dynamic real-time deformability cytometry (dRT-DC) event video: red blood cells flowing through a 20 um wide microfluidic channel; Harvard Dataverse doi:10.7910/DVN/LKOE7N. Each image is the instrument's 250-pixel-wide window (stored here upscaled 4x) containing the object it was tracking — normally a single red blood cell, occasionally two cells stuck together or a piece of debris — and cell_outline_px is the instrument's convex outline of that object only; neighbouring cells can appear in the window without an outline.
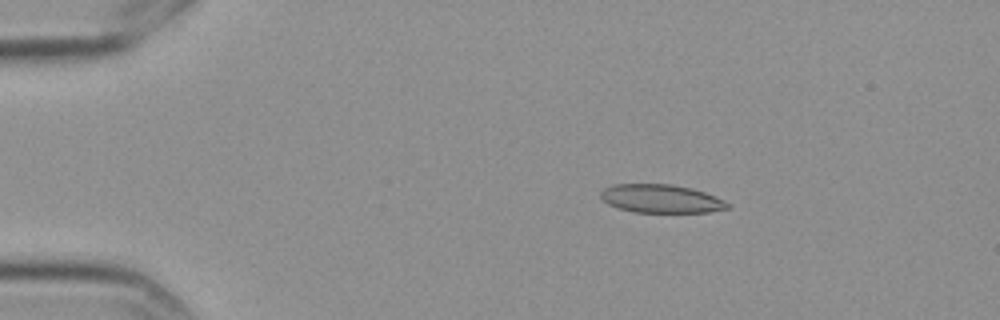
{"species": "Egyptian fruit bat (a non-hibernating species)", "species_latin": "Rousettus aegyptiacus", "temperature_condition": "cold", "stored_images_in_passage": 5, "camera_frame_rate_fps": 3000, "um_per_image_px": 0.085, "frame": {"image": 1, "passage_image": 3, "time_ms": 0.667, "image_size_px": [1000, 320], "cell_outline_px": [[732, 204], [728, 208], [712, 212], [632, 212], [616, 208], [608, 204], [600, 196], [600, 192], [604, 188], [612, 184], [672, 184], [692, 188], [716, 196]], "centroid_in_image_um": [56.2, 16.89], "position_along_channel_um": 28.8, "area_um2": 21.21}}